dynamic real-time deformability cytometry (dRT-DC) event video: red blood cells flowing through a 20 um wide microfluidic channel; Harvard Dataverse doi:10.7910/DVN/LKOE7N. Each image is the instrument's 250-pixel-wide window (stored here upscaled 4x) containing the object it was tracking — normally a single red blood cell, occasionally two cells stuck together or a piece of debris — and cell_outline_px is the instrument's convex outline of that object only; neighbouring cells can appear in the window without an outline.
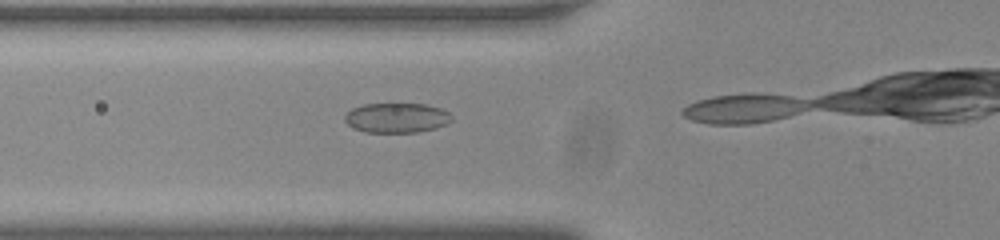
{"species": "common noctule bat (a hibernating species)", "species_latin": "Nyctalus noctula", "temperature_condition": "room temperature", "stored_images_in_passage": 5, "camera_frame_rate_fps": 3000, "um_per_image_px": 0.085, "animal": {"sex": "male", "body_mass_g": 20.0, "forearm_length_mm": 53.3}, "frame": {"image": 1, "passage_image": 2, "time_ms": 0.333, "image_size_px": [1000, 240], "cell_outline_px": [[452, 120], [448, 124], [436, 128], [416, 132], [364, 132], [352, 128], [344, 120], [344, 116], [352, 108], [364, 104], [424, 104], [440, 108], [448, 112], [452, 116]], "centroid_in_image_um": [33.71, 10.02], "position_along_channel_um": 92.1, "area_um2": 18.61}}